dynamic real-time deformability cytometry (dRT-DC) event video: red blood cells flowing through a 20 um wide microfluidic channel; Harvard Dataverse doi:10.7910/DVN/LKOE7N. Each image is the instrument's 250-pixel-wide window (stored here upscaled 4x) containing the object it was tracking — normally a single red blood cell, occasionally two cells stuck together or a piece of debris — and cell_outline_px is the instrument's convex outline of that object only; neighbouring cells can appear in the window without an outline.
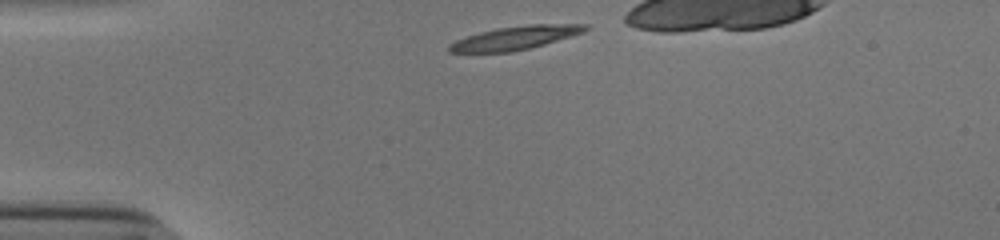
{"species": "human", "species_latin": "Homo sapiens", "temperature_condition": "cold", "stored_images_in_passage": 32, "camera_frame_rate_fps": 3000, "um_per_image_px": 0.085, "donor": {"sex": "male"}, "frame": {"image": 1, "passage_image": 1, "time_ms": 0.0, "image_size_px": [1000, 240], "cell_outline_px": [[588, 28], [584, 32], [544, 44], [512, 52], [448, 52], [448, 44], [456, 40], [480, 32], [496, 28], [528, 24], [588, 24]], "centroid_in_image_um": [43.79, 3.21], "position_along_channel_um": 41.2, "area_um2": 18.44}}
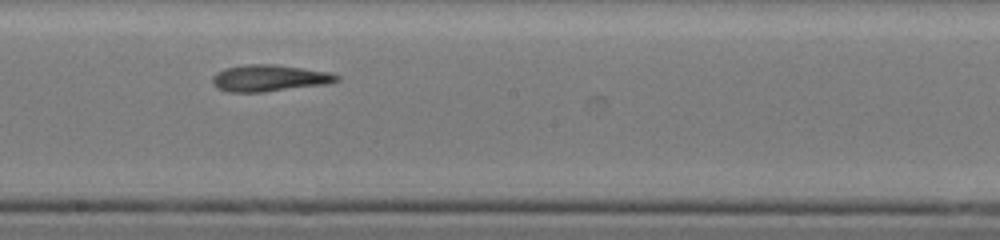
{"frame": {"image": 2, "passage_image": 18, "time_ms": 5.667, "image_size_px": [1000, 240], "cell_outline_px": [[340, 80], [328, 84], [264, 92], [228, 92], [216, 88], [212, 84], [212, 76], [216, 72], [224, 68], [248, 64], [276, 64], [332, 72], [340, 76]], "centroid_in_image_um": [22.9, 6.64], "position_along_channel_um": 225.3, "area_um2": 19.65}}
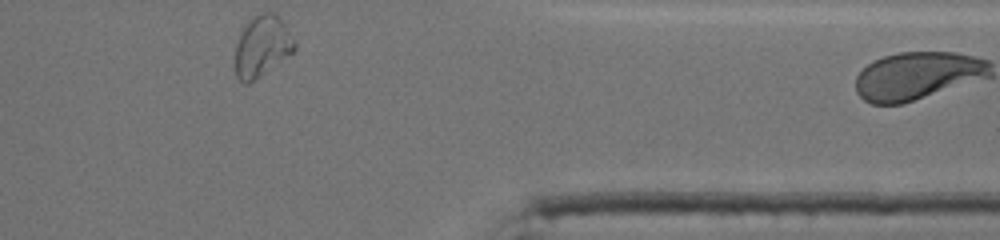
{"frame": {"image": 3, "passage_image": 32, "time_ms": 10.333, "image_size_px": [1000, 240], "cell_outline_px": [[296, 48], [292, 52], [248, 84], [244, 84], [236, 76], [236, 44], [244, 28], [260, 12], [272, 12], [280, 16], [296, 40]], "centroid_in_image_um": [22.31, 3.91], "position_along_channel_um": 389.1, "area_um2": 20.63}}